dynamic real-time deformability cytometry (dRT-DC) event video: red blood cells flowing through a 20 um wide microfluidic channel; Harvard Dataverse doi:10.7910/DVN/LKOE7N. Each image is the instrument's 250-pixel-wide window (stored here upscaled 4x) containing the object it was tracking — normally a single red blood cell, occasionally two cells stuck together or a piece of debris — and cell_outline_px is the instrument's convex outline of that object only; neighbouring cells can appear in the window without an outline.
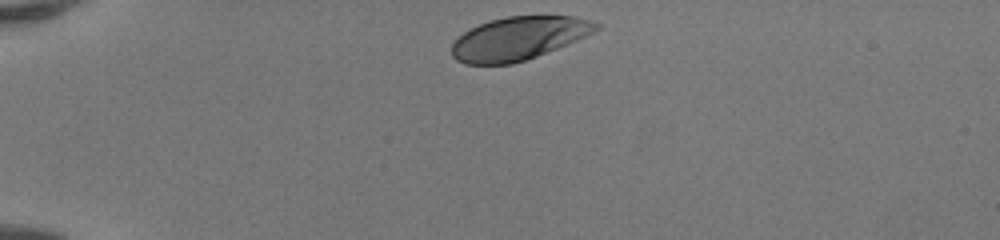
{"species": "human", "species_latin": "Homo sapiens", "temperature_condition": "room temperature", "stored_images_in_passage": 33, "camera_frame_rate_fps": 3000, "um_per_image_px": 0.085, "donor": {"sex": "female"}, "frame": {"image": 1, "passage_image": 1, "time_ms": 0.0, "image_size_px": [1000, 240], "cell_outline_px": [[600, 28], [576, 40], [536, 56], [512, 64], [464, 64], [456, 60], [452, 56], [452, 44], [468, 28], [488, 20], [508, 16], [576, 16], [600, 24]], "centroid_in_image_um": [44.04, 3.25], "position_along_channel_um": 41.0, "area_um2": 36.07}}
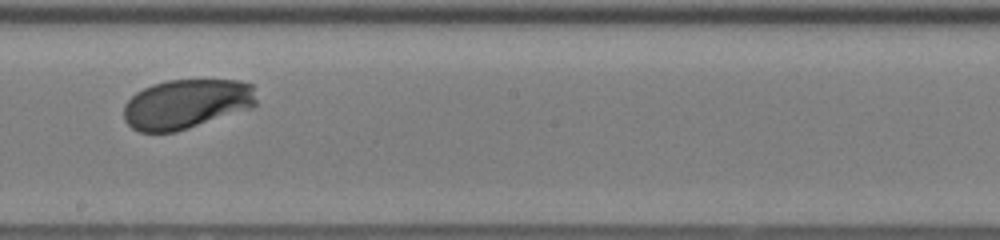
{"frame": {"image": 2, "passage_image": 19, "time_ms": 6.0, "image_size_px": [1000, 240], "cell_outline_px": [[256, 104], [252, 108], [176, 132], [140, 132], [132, 128], [124, 120], [124, 104], [136, 92], [152, 84], [168, 80], [240, 80], [252, 84], [256, 100]], "centroid_in_image_um": [15.84, 8.84], "position_along_channel_um": 232.4, "area_um2": 38.44}}
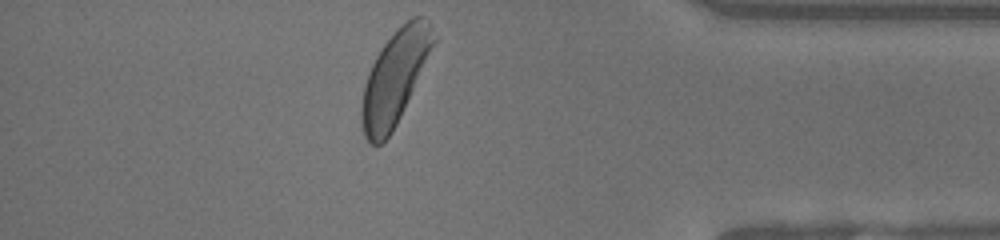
{"frame": {"image": 3, "passage_image": 33, "time_ms": 10.667, "image_size_px": [1000, 240], "cell_outline_px": [[436, 40], [400, 116], [392, 132], [380, 144], [372, 144], [364, 136], [360, 120], [360, 108], [364, 84], [372, 64], [376, 56], [384, 44], [412, 16], [424, 16], [432, 24]], "centroid_in_image_um": [33.54, 6.6], "position_along_channel_um": 401.7, "area_um2": 38.32}, "authors_computed_cell_mechanics": {"area_um2": 38.437, "velocity_mm_per_s": 4.1077, "shape_relaxation_time_tau1_ms": 0.9849, "shape_relaxation_time_tau2_ms": null, "deformation_change_tau1": 0.1059, "deformation_change_tau2": null}}